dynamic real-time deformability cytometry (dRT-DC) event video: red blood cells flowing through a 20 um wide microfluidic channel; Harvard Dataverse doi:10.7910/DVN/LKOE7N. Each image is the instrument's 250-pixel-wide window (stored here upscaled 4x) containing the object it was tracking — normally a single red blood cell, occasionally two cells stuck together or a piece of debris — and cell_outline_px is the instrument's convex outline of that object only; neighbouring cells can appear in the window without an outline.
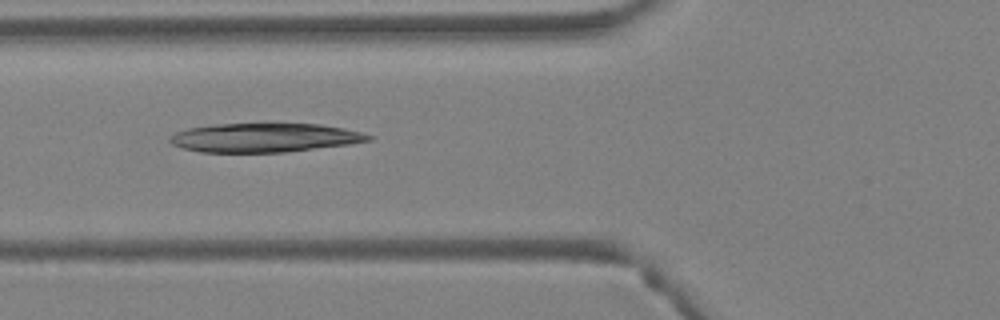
{"species": "Egyptian fruit bat (a non-hibernating species)", "species_latin": "Rousettus aegyptiacus", "temperature_condition": "warm", "stored_images_in_passage": 5, "camera_frame_rate_fps": 3000, "um_per_image_px": 0.085, "animal": {"sex": "female"}, "frame": {"image": 1, "passage_image": 5, "time_ms": 1.333, "image_size_px": [1000, 320], "cell_outline_px": [[372, 140], [348, 144], [284, 152], [200, 152], [180, 148], [172, 144], [168, 140], [176, 132], [188, 128], [212, 124], [320, 124], [344, 128], [364, 132], [372, 136]], "centroid_in_image_um": [22.47, 11.7], "position_along_channel_um": 103.3, "area_um2": 33.41}}